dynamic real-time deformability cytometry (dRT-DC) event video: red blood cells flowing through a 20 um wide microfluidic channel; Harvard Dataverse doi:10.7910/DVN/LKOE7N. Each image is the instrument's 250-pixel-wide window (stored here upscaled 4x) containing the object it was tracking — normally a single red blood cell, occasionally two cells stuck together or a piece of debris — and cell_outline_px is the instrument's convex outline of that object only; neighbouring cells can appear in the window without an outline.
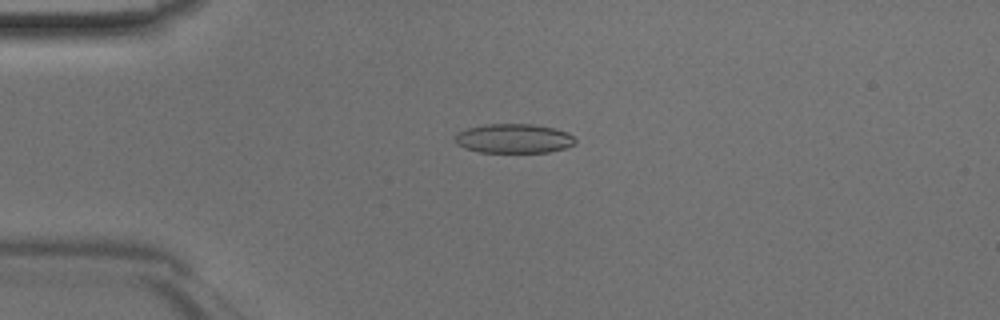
{"species": "Egyptian fruit bat (a non-hibernating species)", "species_latin": "Rousettus aegyptiacus", "temperature_condition": "room temperature", "stored_images_in_passage": 46, "camera_frame_rate_fps": 3000, "um_per_image_px": 0.085, "animal": {"sex": "male"}, "frame": {"image": 1, "passage_image": 11, "time_ms": 3.333, "image_size_px": [1000, 320], "cell_outline_px": [[576, 144], [564, 148], [548, 152], [480, 152], [464, 148], [456, 144], [456, 136], [460, 132], [468, 128], [488, 124], [532, 124], [552, 128], [568, 132], [576, 140]], "centroid_in_image_um": [43.69, 11.78], "position_along_channel_um": 41.3, "area_um2": 20.35}}
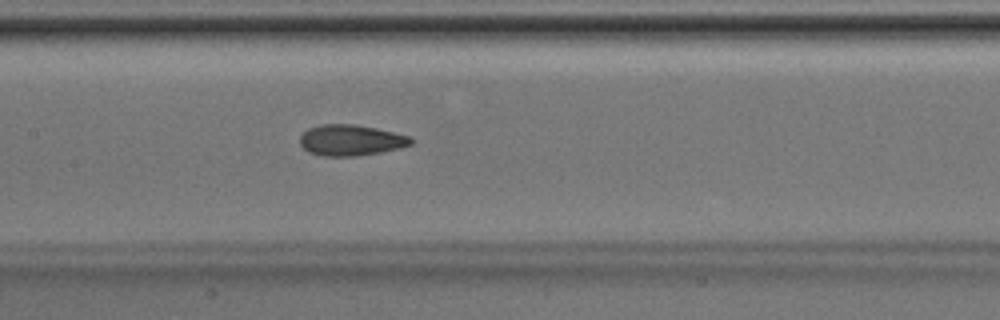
{"frame": {"image": 2, "passage_image": 22, "time_ms": 7.0, "image_size_px": [1000, 320], "cell_outline_px": [[412, 144], [400, 148], [380, 152], [356, 156], [320, 156], [308, 152], [300, 144], [300, 132], [308, 128], [320, 124], [356, 124], [376, 128], [408, 136], [412, 140]], "centroid_in_image_um": [29.76, 11.91], "position_along_channel_um": 177.6, "area_um2": 20.11}}
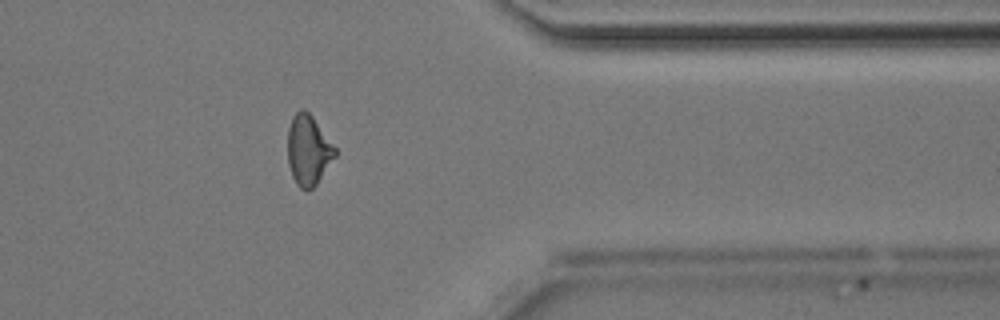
{"frame": {"image": 3, "passage_image": 37, "time_ms": 12.0, "image_size_px": [1000, 320], "cell_outline_px": [[336, 156], [316, 184], [312, 188], [300, 188], [296, 184], [292, 176], [288, 164], [288, 128], [292, 116], [300, 108], [304, 108], [312, 116], [336, 148]], "centroid_in_image_um": [26.19, 12.73], "position_along_channel_um": 385.2, "area_um2": 19.25}}